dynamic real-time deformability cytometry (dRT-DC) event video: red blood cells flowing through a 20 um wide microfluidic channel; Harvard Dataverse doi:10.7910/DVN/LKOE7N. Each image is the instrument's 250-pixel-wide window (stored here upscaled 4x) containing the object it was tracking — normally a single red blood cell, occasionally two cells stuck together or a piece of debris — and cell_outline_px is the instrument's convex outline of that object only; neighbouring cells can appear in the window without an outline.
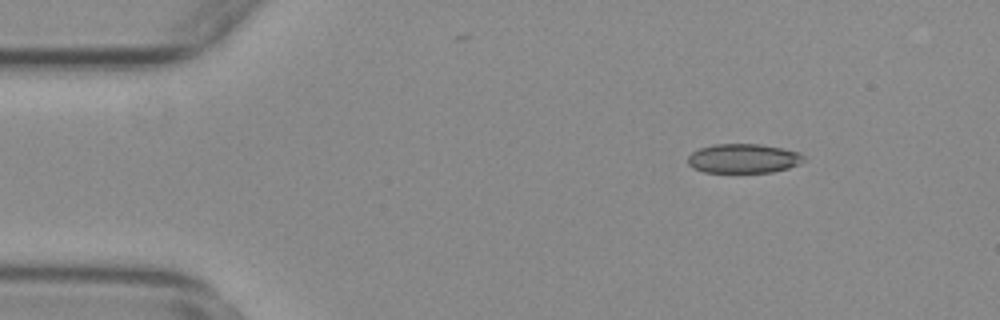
{"species": "common noctule bat (a hibernating species)", "species_latin": "Nyctalus noctula", "temperature_condition": "warm", "stored_images_in_passage": 34, "camera_frame_rate_fps": 3000, "um_per_image_px": 0.085, "animal": {"sex": "female", "body_mass_g": 29.2, "forearm_length_mm": 56.3}, "frame": {"image": 1, "passage_image": 1, "time_ms": 0.0, "image_size_px": [1000, 320], "cell_outline_px": [[808, 160], [800, 164], [788, 168], [772, 172], [704, 172], [692, 168], [688, 164], [688, 156], [692, 152], [700, 148], [712, 144], [760, 144], [800, 152]], "centroid_in_image_um": [63.21, 13.47], "position_along_channel_um": 21.8, "area_um2": 19.94}}
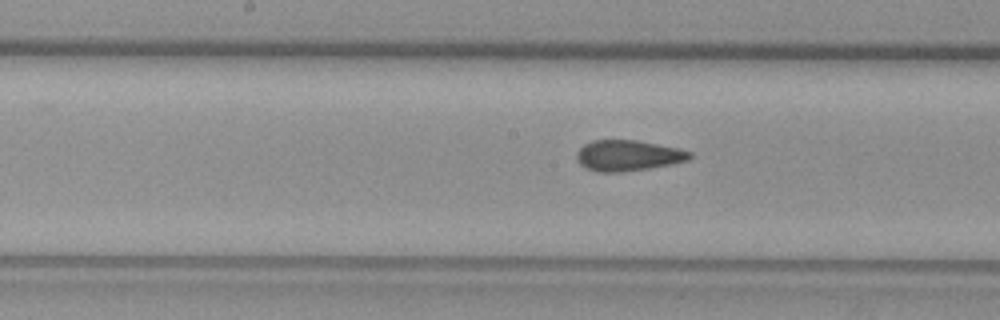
{"frame": {"image": 2, "passage_image": 21, "time_ms": 6.667, "image_size_px": [1000, 320], "cell_outline_px": [[692, 156], [688, 160], [672, 164], [648, 168], [620, 172], [596, 172], [584, 168], [576, 160], [576, 152], [584, 144], [592, 140], [636, 140], [680, 148], [692, 152]], "centroid_in_image_um": [53.36, 13.22], "position_along_channel_um": 194.8, "area_um2": 20.46}}
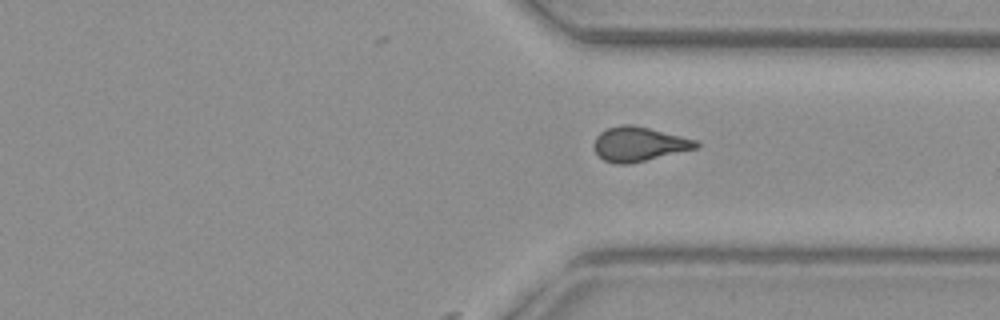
{"frame": {"image": 3, "passage_image": 34, "time_ms": 11.0, "image_size_px": [1000, 320], "cell_outline_px": [[700, 144], [696, 148], [628, 164], [616, 164], [604, 160], [596, 152], [596, 136], [600, 132], [608, 128], [620, 124], [632, 124], [696, 140]], "centroid_in_image_um": [54.29, 12.24], "position_along_channel_um": 357.1, "area_um2": 19.94}}